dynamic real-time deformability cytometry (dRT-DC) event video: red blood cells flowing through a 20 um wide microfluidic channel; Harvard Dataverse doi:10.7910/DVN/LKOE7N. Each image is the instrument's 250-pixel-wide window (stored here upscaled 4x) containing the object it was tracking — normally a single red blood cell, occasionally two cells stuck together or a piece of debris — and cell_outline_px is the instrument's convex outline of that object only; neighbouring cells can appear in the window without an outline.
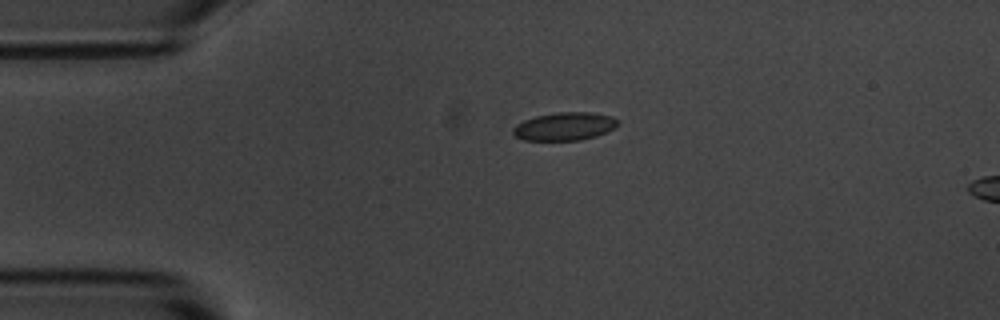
{"species": "common noctule bat (a hibernating species)", "species_latin": "Nyctalus noctula", "temperature_condition": "room temperature", "stored_images_in_passage": 45, "camera_frame_rate_fps": 3000, "um_per_image_px": 0.085, "animal": {"sex": "male", "body_mass_g": 20.1, "forearm_length_mm": 53.5}, "frame": {"image": 1, "passage_image": 1, "time_ms": 0.0, "image_size_px": [1000, 320], "cell_outline_px": [[620, 124], [616, 128], [596, 136], [580, 140], [524, 140], [516, 136], [512, 132], [512, 128], [516, 124], [524, 120], [536, 116], [560, 112], [592, 112], [612, 116], [620, 120]], "centroid_in_image_um": [48.04, 10.74], "position_along_channel_um": 37.0, "area_um2": 17.28}}
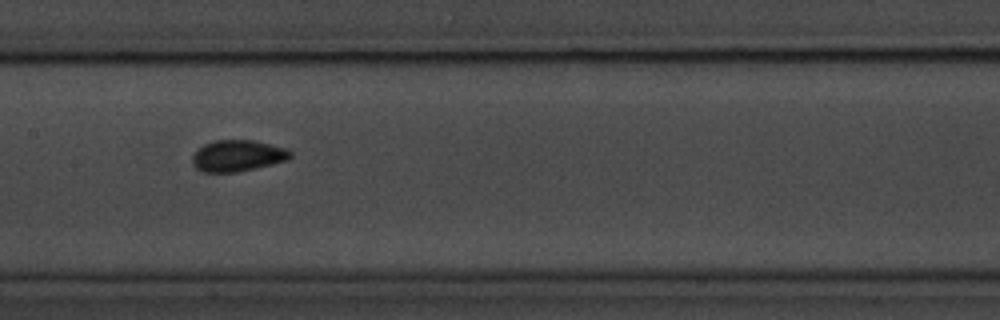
{"frame": {"image": 2, "passage_image": 16, "time_ms": 5.0, "image_size_px": [1000, 320], "cell_outline_px": [[292, 156], [288, 160], [272, 164], [236, 172], [204, 172], [196, 168], [192, 164], [192, 156], [204, 144], [212, 140], [252, 140], [288, 148], [292, 152]], "centroid_in_image_um": [20.21, 13.23], "position_along_channel_um": 187.2, "area_um2": 17.92}}
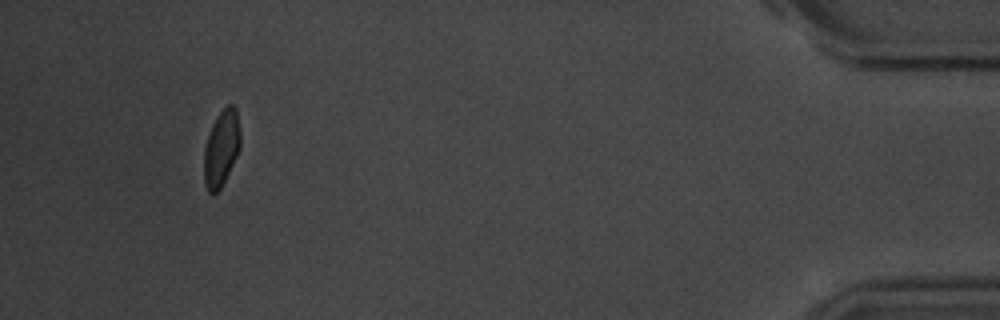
{"frame": {"image": 3, "passage_image": 41, "time_ms": 13.333, "image_size_px": [1000, 320], "cell_outline_px": [[240, 148], [220, 188], [212, 196], [208, 192], [204, 184], [204, 148], [212, 124], [216, 116], [228, 104], [232, 104], [236, 108], [240, 132]], "centroid_in_image_um": [18.8, 12.6], "position_along_channel_um": 416.4, "area_um2": 16.01}, "authors_computed_cell_mechanics": {"area_um2": 16.7042, "velocity_mm_per_s": 3.592, "shape_relaxation_time_tau1_ms": 2.9693, "shape_relaxation_time_tau2_ms": 0.7892, "deformation_change_tau1": 0.0885, "deformation_change_tau2": 0.034}}